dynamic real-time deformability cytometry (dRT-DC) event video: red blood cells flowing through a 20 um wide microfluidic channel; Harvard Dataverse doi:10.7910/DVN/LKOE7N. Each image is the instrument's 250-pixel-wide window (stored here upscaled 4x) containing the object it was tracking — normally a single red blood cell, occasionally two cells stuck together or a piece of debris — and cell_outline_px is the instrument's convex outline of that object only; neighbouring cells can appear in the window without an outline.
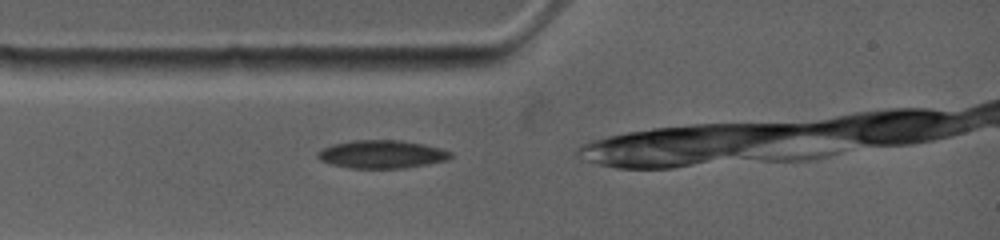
{"species": "common noctule bat (a hibernating species)", "species_latin": "Nyctalus noctula", "temperature_condition": "warm", "stored_images_in_passage": 6, "camera_frame_rate_fps": 4500, "um_per_image_px": 0.085, "animal": {"sex": "female", "body_mass_g": 19.0, "forearm_length_mm": 53.3}, "frame": {"image": 1, "passage_image": 2, "time_ms": 0.667, "image_size_px": [1000, 240], "cell_outline_px": [[452, 156], [448, 160], [404, 168], [348, 168], [332, 164], [320, 160], [316, 156], [316, 152], [332, 144], [352, 140], [400, 140], [424, 144], [440, 148], [452, 152]], "centroid_in_image_um": [32.44, 13.11], "position_along_channel_um": 52.6, "area_um2": 21.79}}